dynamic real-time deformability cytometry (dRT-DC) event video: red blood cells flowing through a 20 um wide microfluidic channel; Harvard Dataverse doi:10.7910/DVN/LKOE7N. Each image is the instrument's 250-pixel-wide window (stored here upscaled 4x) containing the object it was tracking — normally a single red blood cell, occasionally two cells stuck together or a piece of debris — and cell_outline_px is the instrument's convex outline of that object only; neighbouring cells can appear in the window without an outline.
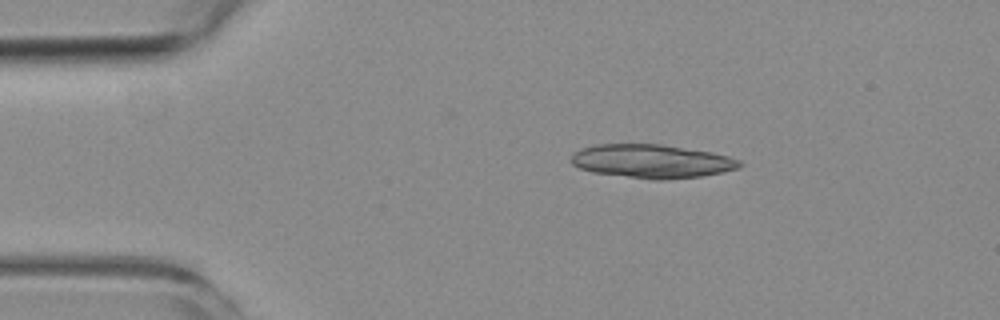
{"species": "common noctule bat (a hibernating species)", "species_latin": "Nyctalus noctula", "temperature_condition": "room temperature", "stored_images_in_passage": 3, "camera_frame_rate_fps": 3000, "um_per_image_px": 0.085, "animal": {"sex": "female", "body_mass_g": 19.3, "forearm_length_mm": 54.1}, "frame": {"image": 1, "passage_image": 3, "time_ms": 2.333, "image_size_px": [1000, 320], "cell_outline_px": [[744, 164], [736, 168], [720, 172], [700, 176], [668, 180], [656, 180], [592, 172], [580, 168], [572, 164], [568, 160], [576, 152], [584, 148], [596, 144], [660, 144], [712, 152], [728, 156], [740, 160]], "centroid_in_image_um": [55.39, 13.7], "position_along_channel_um": 29.6, "area_um2": 32.83}}